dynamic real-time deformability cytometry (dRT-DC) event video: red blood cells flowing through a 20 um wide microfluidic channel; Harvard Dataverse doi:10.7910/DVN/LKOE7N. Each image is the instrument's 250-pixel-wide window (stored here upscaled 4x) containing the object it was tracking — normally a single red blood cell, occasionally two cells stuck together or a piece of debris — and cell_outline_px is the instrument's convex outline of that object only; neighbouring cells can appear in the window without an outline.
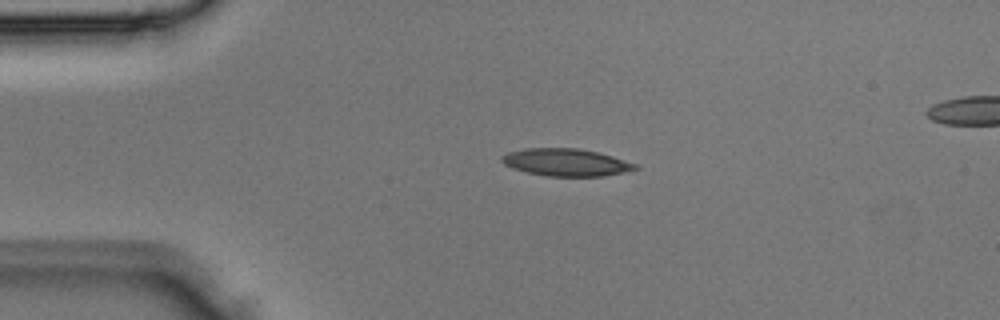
{"species": "Egyptian fruit bat (a non-hibernating species)", "species_latin": "Rousettus aegyptiacus", "temperature_condition": "room temperature", "stored_images_in_passage": 3, "segment_of_instrument_passage": [1, 2], "camera_frame_rate_fps": 3000, "um_per_image_px": 0.085, "animal": {"sex": "male"}, "frame": {"image": 1, "passage_image": 1, "time_ms": 0.0, "image_size_px": [1000, 320], "cell_outline_px": [[640, 168], [624, 172], [604, 176], [548, 176], [528, 172], [512, 168], [504, 164], [500, 160], [500, 156], [508, 152], [524, 148], [580, 148], [612, 156], [636, 164]], "centroid_in_image_um": [48.08, 13.79], "position_along_channel_um": 36.9, "area_um2": 21.27}}